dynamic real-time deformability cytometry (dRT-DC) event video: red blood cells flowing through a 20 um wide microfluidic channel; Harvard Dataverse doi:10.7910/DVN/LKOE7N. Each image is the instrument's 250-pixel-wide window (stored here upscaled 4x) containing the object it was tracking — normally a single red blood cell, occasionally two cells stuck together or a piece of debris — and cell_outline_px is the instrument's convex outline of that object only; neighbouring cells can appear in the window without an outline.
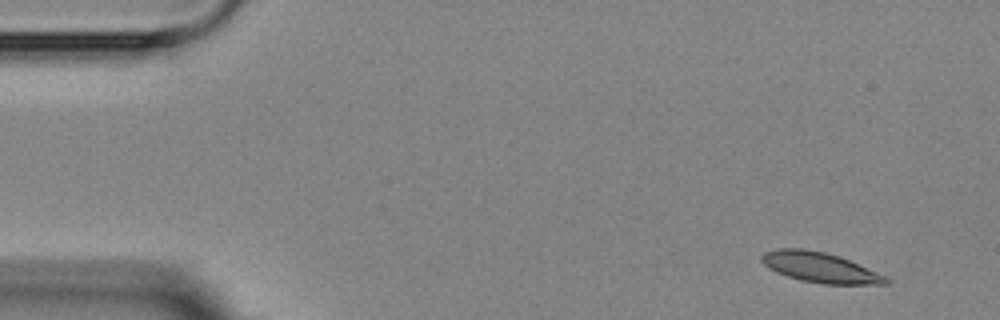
{"species": "Egyptian fruit bat (a non-hibernating species)", "species_latin": "Rousettus aegyptiacus", "temperature_condition": "room temperature", "stored_images_in_passage": 11, "camera_frame_rate_fps": 3000, "um_per_image_px": 0.085, "animal": {"sex": "female"}, "frame": {"image": 1, "passage_image": 1, "time_ms": 0.0, "image_size_px": [1000, 320], "cell_outline_px": [[892, 280], [888, 284], [824, 284], [800, 280], [776, 272], [768, 268], [760, 260], [760, 256], [764, 252], [776, 248], [804, 248], [824, 252], [840, 256], [888, 276]], "centroid_in_image_um": [69.72, 22.72], "position_along_channel_um": 15.3, "area_um2": 22.14}}
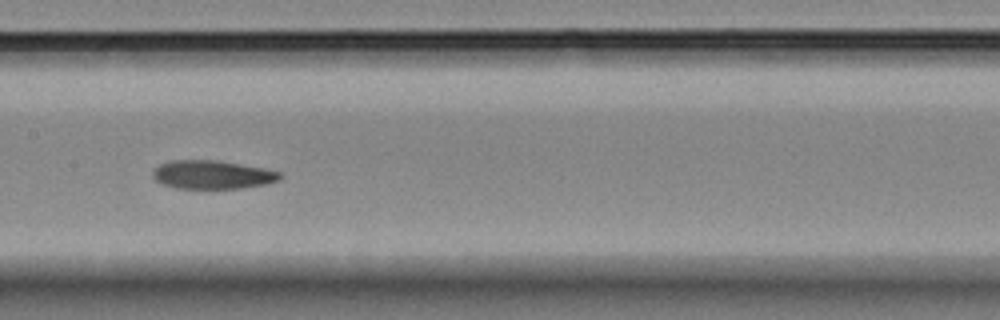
{"frame": {"image": 2, "passage_image": 7, "time_ms": 7.667, "image_size_px": [1000, 320], "cell_outline_px": [[284, 176], [280, 180], [264, 184], [240, 188], [176, 188], [160, 184], [152, 176], [152, 172], [160, 164], [168, 160], [220, 160], [264, 168], [280, 172]], "centroid_in_image_um": [18.04, 14.84], "position_along_channel_um": 189.4, "area_um2": 21.27}}
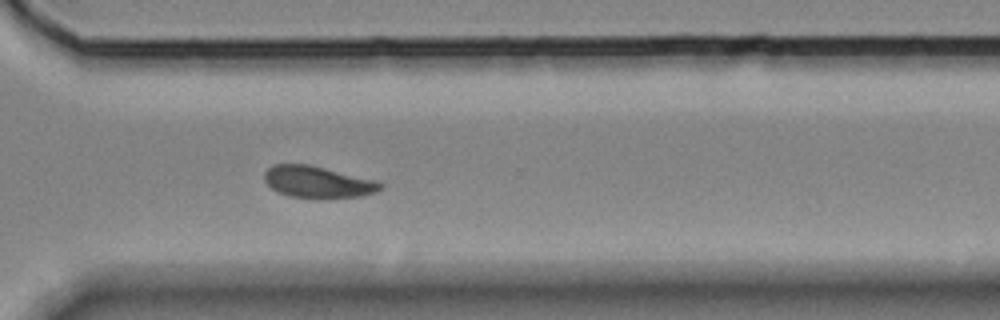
{"frame": {"image": 3, "passage_image": 11, "time_ms": 12.0, "image_size_px": [1000, 320], "cell_outline_px": [[384, 188], [376, 192], [360, 196], [288, 196], [272, 188], [264, 180], [264, 172], [272, 164], [308, 164], [380, 180], [384, 184]], "centroid_in_image_um": [27.06, 15.42], "position_along_channel_um": 343.5, "area_um2": 21.1}}